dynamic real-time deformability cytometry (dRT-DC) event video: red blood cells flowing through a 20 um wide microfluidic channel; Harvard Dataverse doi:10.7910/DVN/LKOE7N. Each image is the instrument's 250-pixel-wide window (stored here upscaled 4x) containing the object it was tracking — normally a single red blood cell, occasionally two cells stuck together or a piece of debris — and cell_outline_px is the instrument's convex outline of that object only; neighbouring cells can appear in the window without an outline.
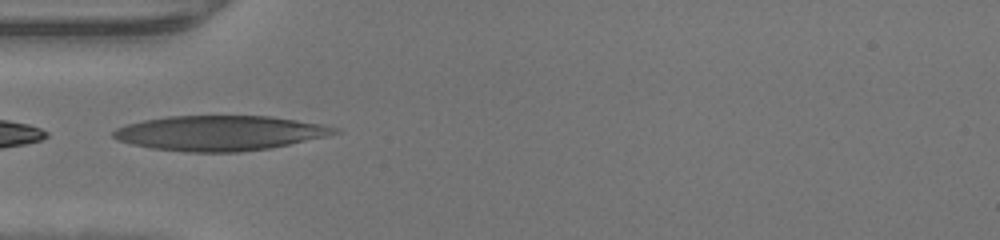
{"species": "human", "species_latin": "Homo sapiens", "temperature_condition": "warm", "stored_images_in_passage": 33, "camera_frame_rate_fps": 3000, "um_per_image_px": 0.085, "donor": {"sex": "male"}, "frame": {"image": 1, "passage_image": 1, "time_ms": 0.0, "image_size_px": [1000, 240], "cell_outline_px": [[344, 132], [272, 148], [240, 152], [184, 152], [152, 148], [132, 144], [116, 140], [112, 136], [112, 132], [116, 128], [124, 124], [144, 120], [168, 116], [268, 116], [296, 120], [320, 124], [340, 128]], "centroid_in_image_um": [18.67, 11.31], "position_along_channel_um": 66.3, "area_um2": 45.26}}
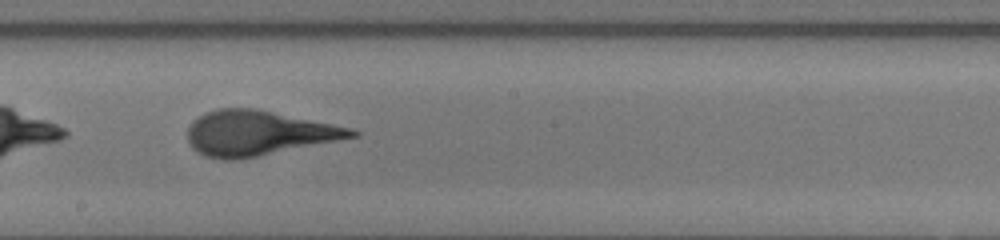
{"frame": {"image": 2, "passage_image": 12, "time_ms": 3.667, "image_size_px": [1000, 240], "cell_outline_px": [[360, 136], [240, 160], [224, 160], [204, 156], [196, 152], [192, 148], [188, 140], [188, 128], [192, 120], [204, 112], [220, 108], [256, 108], [352, 128], [360, 132]], "centroid_in_image_um": [21.94, 11.32], "position_along_channel_um": 226.3, "area_um2": 43.23}}
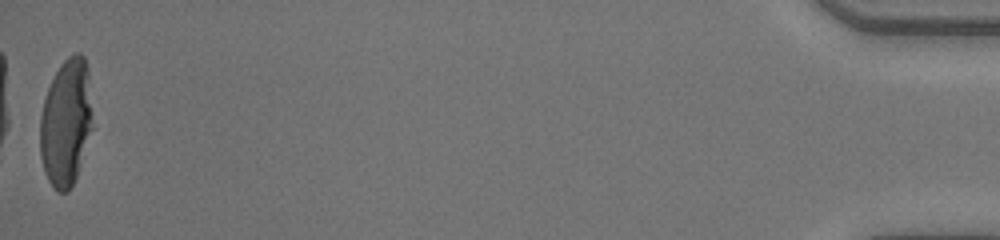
{"frame": {"image": 3, "passage_image": 33, "time_ms": 10.667, "image_size_px": [1000, 240], "cell_outline_px": [[92, 128], [76, 176], [68, 192], [56, 192], [48, 180], [44, 172], [40, 156], [40, 116], [44, 100], [48, 88], [60, 64], [72, 52], [80, 52], [84, 56], [88, 68], [92, 124]], "centroid_in_image_um": [5.6, 10.4], "position_along_channel_um": 429.6, "area_um2": 38.84}}